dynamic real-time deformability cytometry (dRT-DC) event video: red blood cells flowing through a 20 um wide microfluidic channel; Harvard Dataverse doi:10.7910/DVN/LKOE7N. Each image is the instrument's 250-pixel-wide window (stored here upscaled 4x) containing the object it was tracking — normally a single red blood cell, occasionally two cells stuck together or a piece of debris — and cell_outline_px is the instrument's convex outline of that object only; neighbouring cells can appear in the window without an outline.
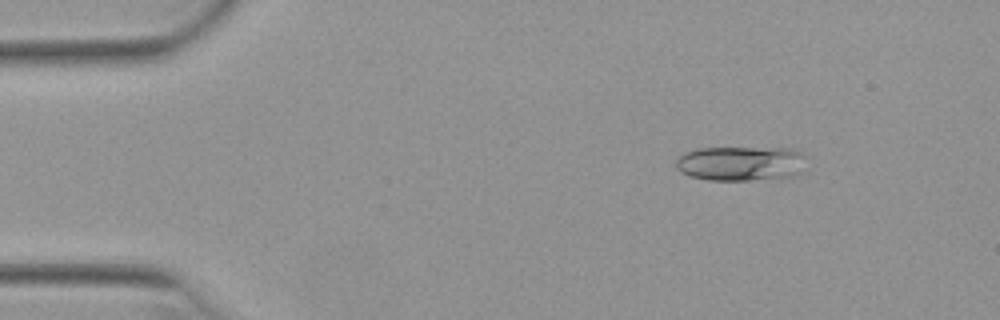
{"species": "Egyptian fruit bat (a non-hibernating species)", "species_latin": "Rousettus aegyptiacus", "temperature_condition": "warm", "stored_images_in_passage": 51, "camera_frame_rate_fps": 3000, "um_per_image_px": 0.085, "animal": {"sex": "female"}, "frame": {"image": 1, "passage_image": 7, "time_ms": 2.0, "image_size_px": [1000, 320], "cell_outline_px": [[808, 156], [800, 172], [796, 176], [748, 180], [708, 180], [688, 176], [680, 172], [676, 168], [676, 160], [684, 152], [700, 148], [788, 148], [800, 152]], "centroid_in_image_um": [62.97, 13.89], "position_along_channel_um": 22.0, "area_um2": 26.59}}
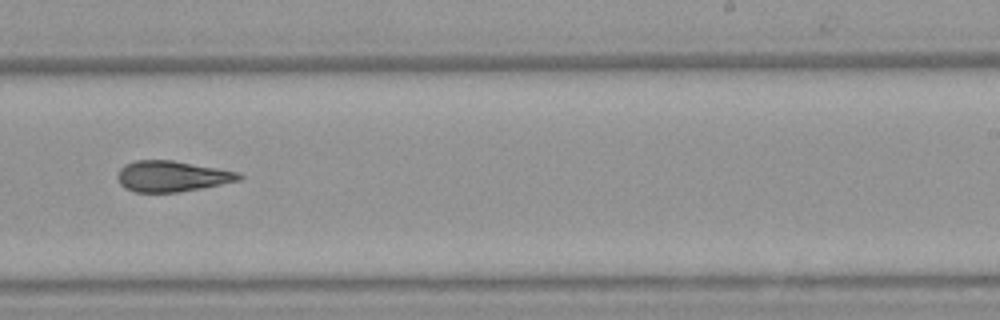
{"frame": {"image": 2, "passage_image": 32, "time_ms": 10.333, "image_size_px": [1000, 320], "cell_outline_px": [[244, 176], [240, 180], [200, 188], [176, 192], [132, 192], [124, 188], [120, 184], [116, 176], [120, 168], [124, 164], [136, 160], [172, 160], [240, 172]], "centroid_in_image_um": [14.58, 14.98], "position_along_channel_um": 274.4, "area_um2": 21.85}}
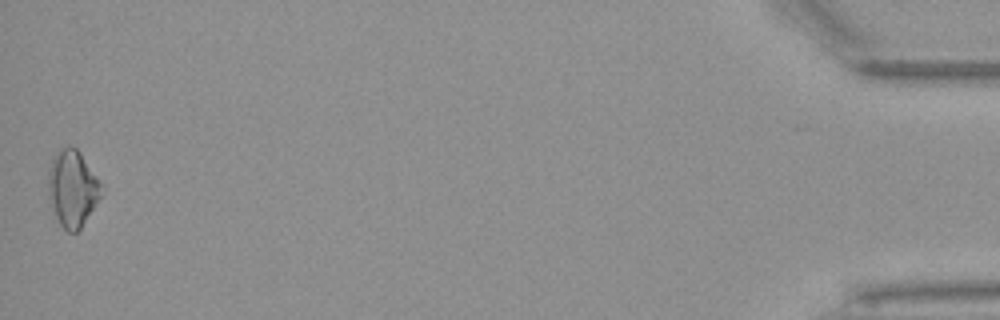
{"frame": {"image": 3, "passage_image": 51, "time_ms": 16.667, "image_size_px": [1000, 320], "cell_outline_px": [[104, 188], [100, 196], [80, 228], [76, 232], [68, 232], [60, 224], [52, 212], [48, 196], [48, 172], [52, 156], [60, 148], [68, 144], [76, 148], [80, 152]], "centroid_in_image_um": [6.12, 15.98], "position_along_channel_um": 429.1, "area_um2": 23.7}, "authors_computed_cell_mechanics": {"area_um2": 22.4842, "velocity_mm_per_s": 3.9564, "shape_relaxation_time_tau1_ms": 8.6005, "shape_relaxation_time_tau2_ms": 7.684, "deformation_change_tau1": 0.2003, "deformation_change_tau2": 0.1866}}